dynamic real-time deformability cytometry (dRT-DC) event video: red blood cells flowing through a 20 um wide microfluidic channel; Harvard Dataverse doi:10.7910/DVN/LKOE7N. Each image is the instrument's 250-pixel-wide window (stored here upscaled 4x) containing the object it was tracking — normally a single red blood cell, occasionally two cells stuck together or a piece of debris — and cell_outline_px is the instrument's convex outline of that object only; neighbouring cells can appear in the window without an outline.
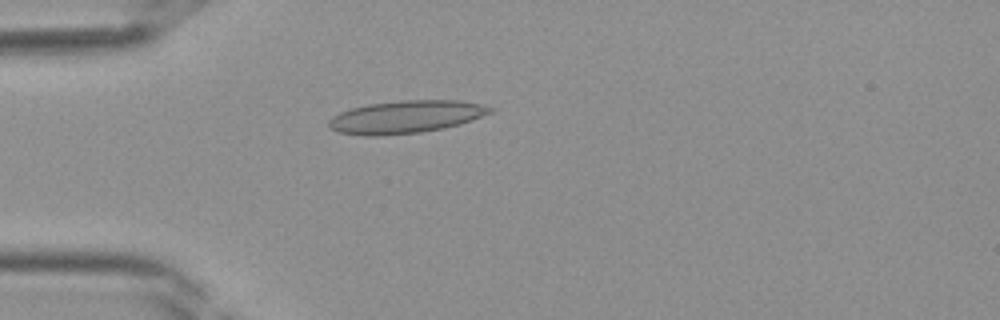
{"species": "Egyptian fruit bat (a non-hibernating species)", "species_latin": "Rousettus aegyptiacus", "temperature_condition": "room temperature", "stored_images_in_passage": 31, "camera_frame_rate_fps": 3000, "um_per_image_px": 0.085, "frame": {"image": 1, "passage_image": 3, "time_ms": 0.667, "image_size_px": [1000, 320], "cell_outline_px": [[492, 112], [472, 120], [460, 124], [444, 128], [420, 132], [380, 136], [364, 136], [340, 132], [328, 128], [328, 120], [332, 116], [340, 112], [352, 108], [368, 104], [400, 100], [460, 100], [480, 104], [492, 108]], "centroid_in_image_um": [34.46, 9.94], "position_along_channel_um": 50.5, "area_um2": 30.75}}
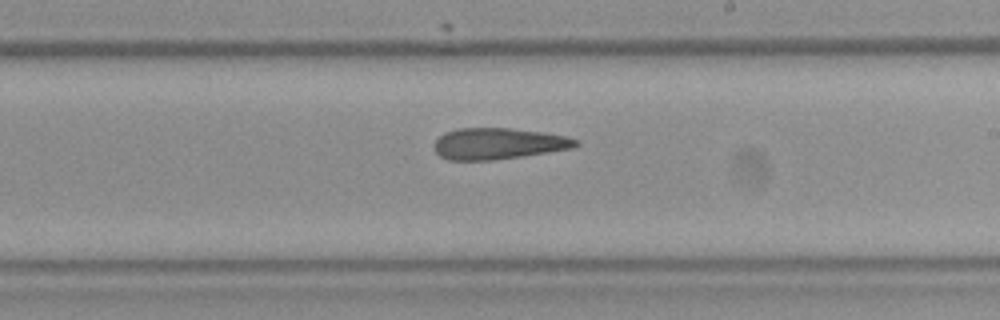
{"frame": {"image": 2, "passage_image": 15, "time_ms": 4.667, "image_size_px": [1000, 320], "cell_outline_px": [[580, 144], [572, 148], [520, 156], [492, 160], [448, 160], [440, 156], [436, 152], [436, 140], [444, 132], [456, 128], [508, 128], [540, 132], [568, 136], [580, 140]], "centroid_in_image_um": [42.36, 12.2], "position_along_channel_um": 246.6, "area_um2": 25.61}}
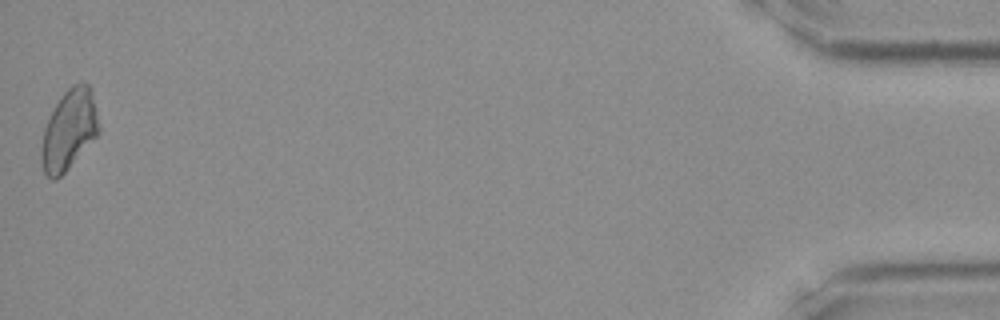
{"frame": {"image": 3, "passage_image": 31, "time_ms": 10.0, "image_size_px": [1000, 320], "cell_outline_px": [[100, 132], [68, 168], [56, 180], [52, 180], [44, 172], [40, 160], [40, 148], [44, 128], [60, 96], [72, 84], [88, 84], [92, 92], [100, 124]], "centroid_in_image_um": [5.86, 11.05], "position_along_channel_um": 429.3, "area_um2": 26.7}}